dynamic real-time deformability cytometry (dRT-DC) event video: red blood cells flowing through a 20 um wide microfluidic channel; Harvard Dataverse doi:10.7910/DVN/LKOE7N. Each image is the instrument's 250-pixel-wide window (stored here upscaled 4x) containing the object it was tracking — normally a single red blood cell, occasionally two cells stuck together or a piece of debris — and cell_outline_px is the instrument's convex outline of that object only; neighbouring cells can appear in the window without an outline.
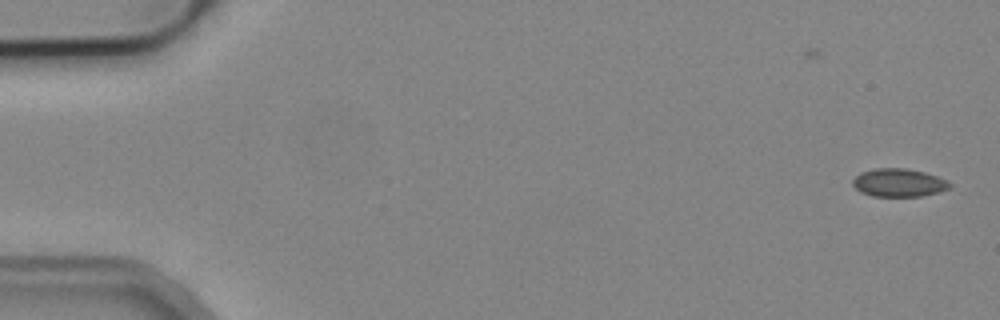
{"species": "common noctule bat (a hibernating species)", "species_latin": "Nyctalus noctula", "temperature_condition": "cold", "stored_images_in_passage": 6, "camera_frame_rate_fps": 3000, "um_per_image_px": 0.085, "animal": {"sex": "male", "body_mass_g": 19.2, "forearm_length_mm": 51.8}, "frame": {"image": 1, "passage_image": 2, "time_ms": 1.333, "image_size_px": [1000, 320], "cell_outline_px": [[952, 188], [940, 192], [920, 196], [872, 196], [860, 192], [852, 184], [852, 180], [860, 172], [876, 168], [904, 168], [924, 172], [948, 180], [952, 184]], "centroid_in_image_um": [76.42, 15.53], "position_along_channel_um": 8.6, "area_um2": 16.01}}
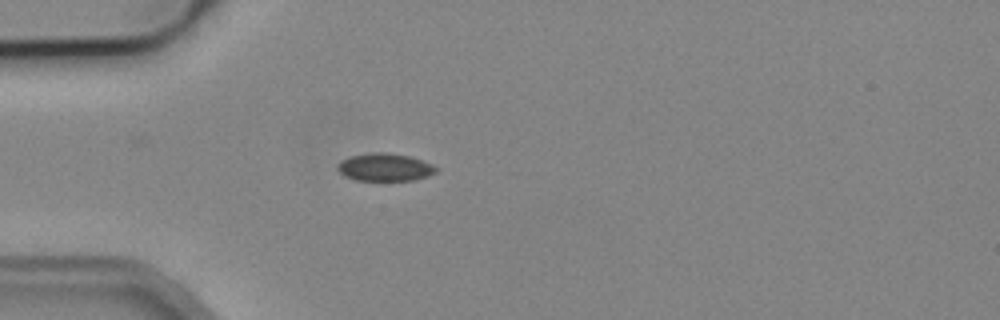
{"frame": {"image": 2, "passage_image": 6, "time_ms": 6.0, "image_size_px": [1000, 320], "cell_outline_px": [[440, 168], [436, 172], [428, 176], [416, 180], [356, 180], [344, 176], [336, 168], [336, 164], [340, 160], [348, 156], [372, 152], [388, 152], [408, 156], [432, 164]], "centroid_in_image_um": [32.69, 14.21], "position_along_channel_um": 52.3, "area_um2": 16.13}}